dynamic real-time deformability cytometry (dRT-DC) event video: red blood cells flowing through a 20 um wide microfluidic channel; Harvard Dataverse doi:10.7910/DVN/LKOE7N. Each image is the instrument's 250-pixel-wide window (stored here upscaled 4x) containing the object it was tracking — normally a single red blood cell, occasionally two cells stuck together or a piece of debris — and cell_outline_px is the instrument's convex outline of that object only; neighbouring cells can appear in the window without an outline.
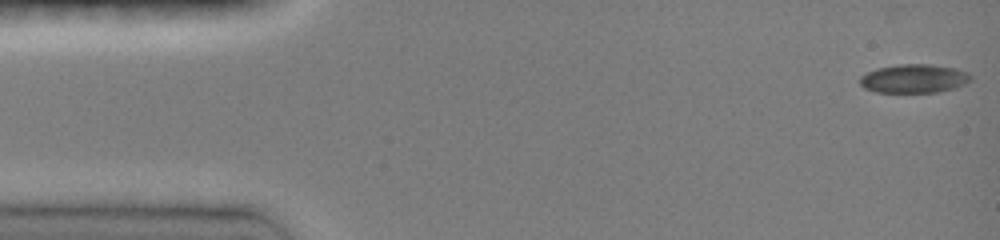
{"species": "common noctule bat (a hibernating species)", "species_latin": "Nyctalus noctula", "temperature_condition": "room temperature", "stored_images_in_passage": 19, "camera_frame_rate_fps": 3000, "um_per_image_px": 0.085, "animal": {"sex": "female", "body_mass_g": 19.0, "forearm_length_mm": 51.5}, "frame": {"image": 1, "passage_image": 1, "time_ms": 0.0, "image_size_px": [1000, 240], "cell_outline_px": [[972, 80], [956, 88], [940, 92], [876, 92], [864, 88], [860, 84], [860, 76], [876, 68], [896, 64], [928, 64], [956, 68], [968, 72], [972, 76]], "centroid_in_image_um": [77.71, 6.68], "position_along_channel_um": 7.3, "area_um2": 18.73}}
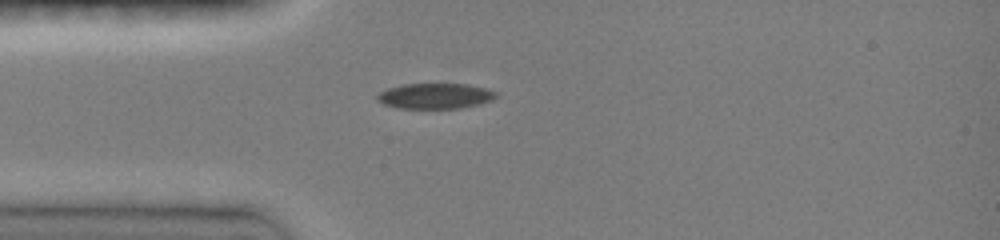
{"frame": {"image": 2, "passage_image": 14, "time_ms": 3.667, "image_size_px": [1000, 240], "cell_outline_px": [[496, 96], [492, 100], [480, 104], [460, 108], [396, 108], [384, 104], [376, 100], [376, 96], [380, 92], [388, 88], [404, 84], [468, 84], [484, 88], [496, 92]], "centroid_in_image_um": [36.97, 8.16], "position_along_channel_um": 48.0, "area_um2": 17.57}}